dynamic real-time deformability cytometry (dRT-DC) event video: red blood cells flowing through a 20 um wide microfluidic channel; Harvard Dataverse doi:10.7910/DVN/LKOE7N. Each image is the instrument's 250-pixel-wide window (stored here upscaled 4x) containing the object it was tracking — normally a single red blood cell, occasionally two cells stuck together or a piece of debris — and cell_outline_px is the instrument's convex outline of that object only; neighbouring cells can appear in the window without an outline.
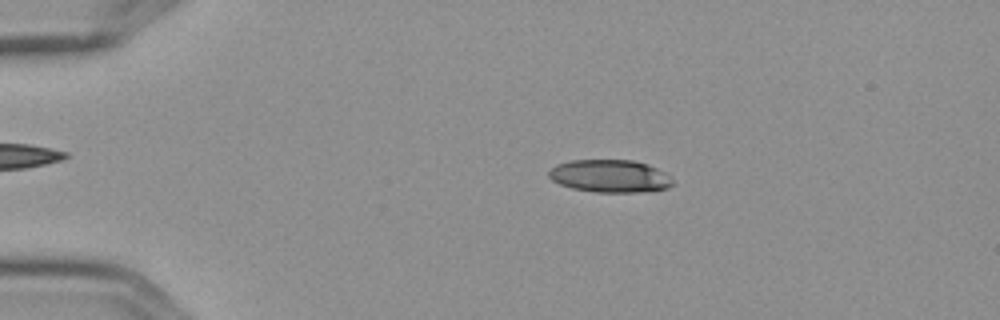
{"species": "Egyptian fruit bat (a non-hibernating species)", "species_latin": "Rousettus aegyptiacus", "temperature_condition": "cold", "stored_images_in_passage": 9, "camera_frame_rate_fps": 3000, "um_per_image_px": 0.085, "frame": {"image": 1, "passage_image": 4, "time_ms": 1.0, "image_size_px": [1000, 320], "cell_outline_px": [[676, 184], [668, 188], [636, 192], [596, 192], [572, 188], [560, 184], [552, 180], [548, 176], [548, 172], [556, 164], [572, 160], [632, 160], [648, 164], [664, 172]], "centroid_in_image_um": [51.84, 14.96], "position_along_channel_um": 33.2, "area_um2": 23.52}}
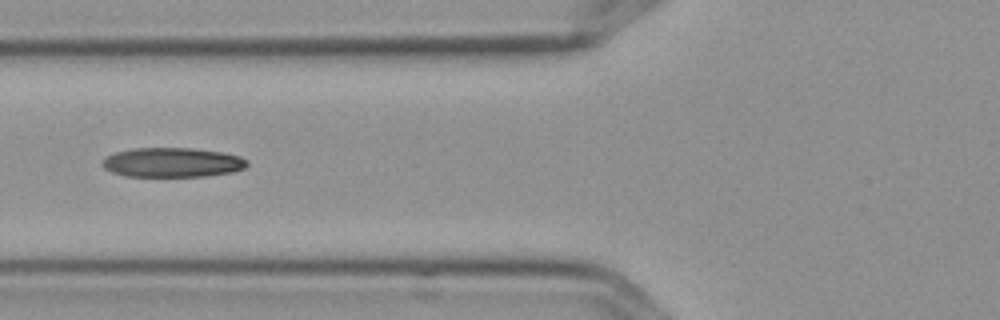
{"frame": {"image": 2, "passage_image": 7, "time_ms": 2.0, "image_size_px": [1000, 320], "cell_outline_px": [[248, 164], [244, 168], [232, 172], [204, 176], [124, 176], [112, 172], [104, 168], [100, 164], [108, 156], [116, 152], [136, 148], [192, 148], [224, 152], [240, 156], [248, 160]], "centroid_in_image_um": [14.67, 13.8], "position_along_channel_um": 111.1, "area_um2": 24.85}}
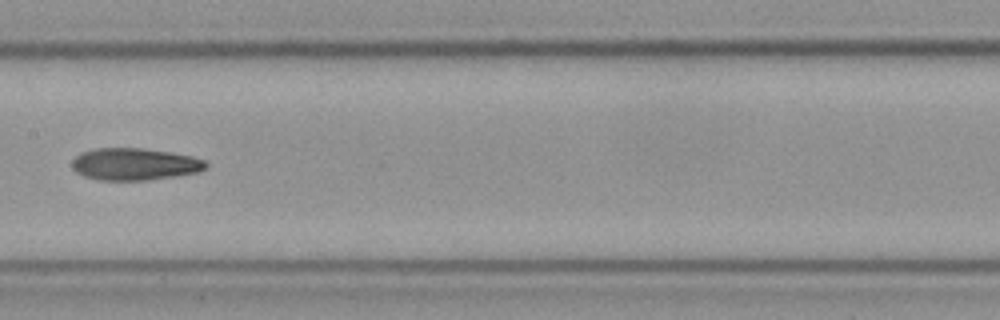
{"frame": {"image": 3, "passage_image": 9, "time_ms": 2.667, "image_size_px": [1000, 320], "cell_outline_px": [[208, 164], [200, 172], [176, 176], [148, 180], [96, 180], [84, 176], [76, 172], [72, 168], [72, 160], [80, 152], [96, 148], [140, 148], [168, 152], [188, 156], [204, 160]], "centroid_in_image_um": [11.39, 13.96], "position_along_channel_um": 196.0, "area_um2": 24.97}}